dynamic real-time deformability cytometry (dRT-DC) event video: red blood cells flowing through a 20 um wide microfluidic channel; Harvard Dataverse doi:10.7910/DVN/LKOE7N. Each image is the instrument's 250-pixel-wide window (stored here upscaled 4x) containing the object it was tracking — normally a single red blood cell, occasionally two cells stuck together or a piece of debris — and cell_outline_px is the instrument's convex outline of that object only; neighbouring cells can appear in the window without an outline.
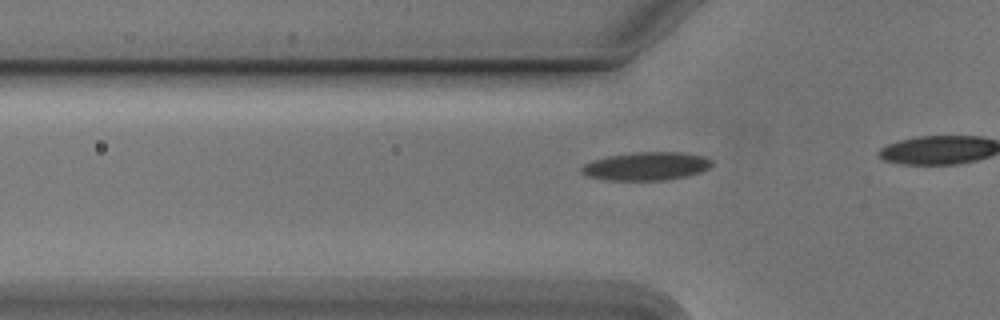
{"species": "Egyptian fruit bat (a non-hibernating species)", "species_latin": "Rousettus aegyptiacus", "temperature_condition": "cold", "stored_images_in_passage": 17, "camera_frame_rate_fps": 3000, "um_per_image_px": 0.085, "animal": {"sex": "male"}, "frame": {"image": 1, "passage_image": 12, "time_ms": 3.667, "image_size_px": [1000, 320], "cell_outline_px": [[712, 164], [708, 168], [700, 172], [684, 176], [664, 180], [608, 180], [588, 176], [580, 172], [580, 168], [584, 164], [592, 160], [608, 156], [632, 152], [680, 152], [704, 156], [712, 160]], "centroid_in_image_um": [54.91, 14.12], "position_along_channel_um": 70.9, "area_um2": 21.39}}